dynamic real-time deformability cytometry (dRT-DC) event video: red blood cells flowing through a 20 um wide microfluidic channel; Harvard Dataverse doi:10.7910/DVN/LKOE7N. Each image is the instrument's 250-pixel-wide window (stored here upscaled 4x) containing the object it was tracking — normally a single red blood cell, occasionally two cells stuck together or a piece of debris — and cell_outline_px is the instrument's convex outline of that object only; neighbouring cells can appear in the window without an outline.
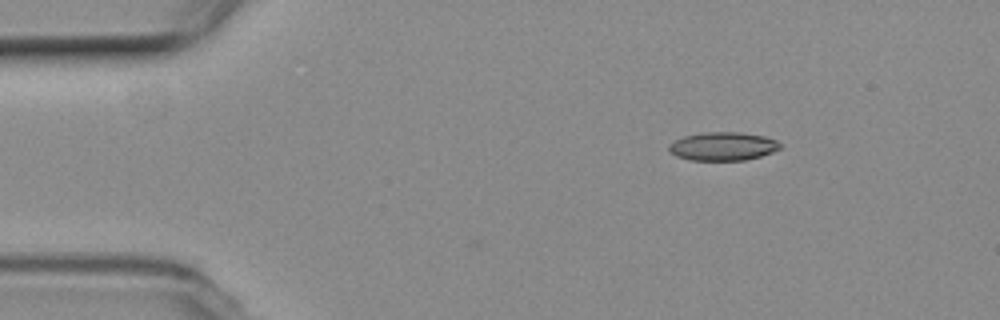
{"species": "common noctule bat (a hibernating species)", "species_latin": "Nyctalus noctula", "temperature_condition": "room temperature", "stored_images_in_passage": 42, "camera_frame_rate_fps": 3000, "um_per_image_px": 0.085, "animal": {"sex": "female", "body_mass_g": 19.3, "forearm_length_mm": 54.1}, "frame": {"image": 1, "passage_image": 1, "time_ms": 0.0, "image_size_px": [1000, 320], "cell_outline_px": [[780, 148], [772, 152], [760, 156], [744, 160], [692, 160], [676, 156], [668, 148], [668, 144], [684, 136], [704, 132], [740, 132], [764, 136], [776, 140], [780, 144]], "centroid_in_image_um": [61.44, 12.43], "position_along_channel_um": 23.6, "area_um2": 18.26}}
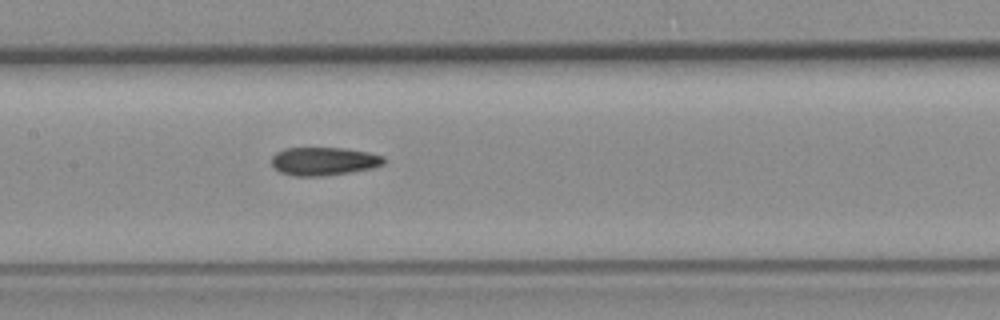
{"frame": {"image": 2, "passage_image": 19, "time_ms": 6.0, "image_size_px": [1000, 320], "cell_outline_px": [[384, 164], [372, 168], [324, 176], [292, 176], [280, 172], [272, 164], [272, 156], [276, 152], [284, 148], [344, 148], [368, 152], [384, 156]], "centroid_in_image_um": [27.51, 13.7], "position_along_channel_um": 179.9, "area_um2": 18.44}}
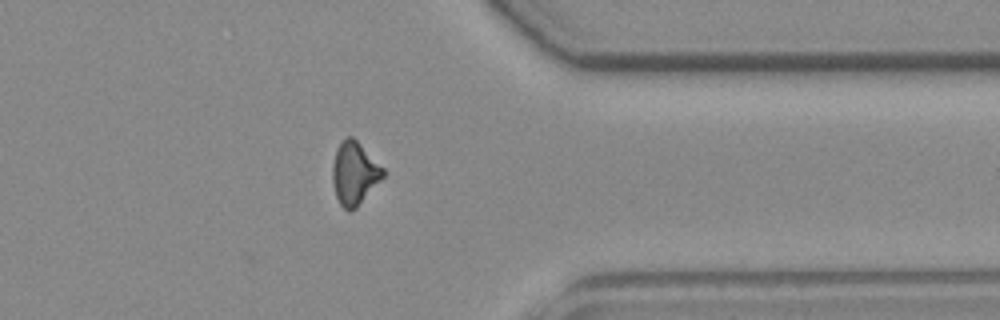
{"frame": {"image": 3, "passage_image": 36, "time_ms": 11.667, "image_size_px": [1000, 320], "cell_outline_px": [[384, 176], [356, 208], [352, 212], [348, 212], [340, 204], [336, 196], [332, 180], [332, 164], [336, 148], [348, 136], [352, 136], [384, 168]], "centroid_in_image_um": [30.11, 14.75], "position_along_channel_um": 381.3, "area_um2": 18.38}, "authors_computed_cell_mechanics": {"area_um2": 18.6116, "velocity_mm_per_s": 3.7666, "shape_relaxation_time_tau1_ms": null, "shape_relaxation_time_tau2_ms": 2.388, "deformation_change_tau1": null, "deformation_change_tau2": 0.0971}}